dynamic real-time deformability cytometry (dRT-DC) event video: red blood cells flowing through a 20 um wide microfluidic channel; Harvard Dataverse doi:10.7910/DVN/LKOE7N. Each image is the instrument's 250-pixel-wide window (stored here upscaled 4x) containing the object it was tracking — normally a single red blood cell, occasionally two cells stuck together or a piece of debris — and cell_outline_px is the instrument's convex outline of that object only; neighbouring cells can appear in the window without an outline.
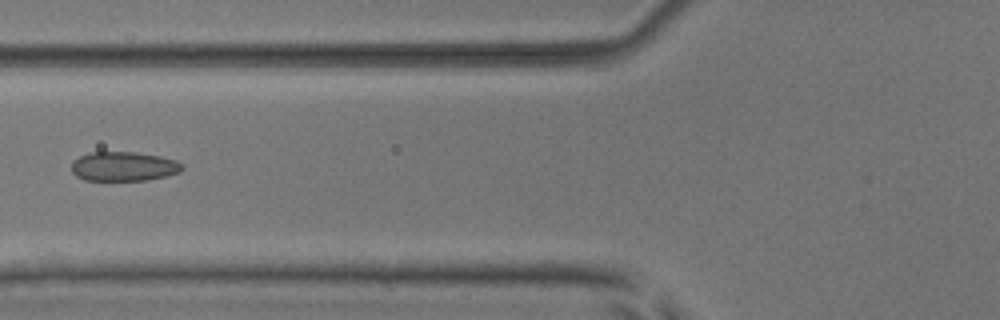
{"species": "common noctule bat (a hibernating species)", "species_latin": "Nyctalus noctula", "temperature_condition": "room temperature", "stored_images_in_passage": 5, "camera_frame_rate_fps": 3000, "um_per_image_px": 0.085, "animal": {"sex": "male", "body_mass_g": 17.9, "forearm_length_mm": 54.2}, "frame": {"image": 1, "passage_image": 5, "time_ms": 4.667, "image_size_px": [1000, 320], "cell_outline_px": [[184, 168], [180, 172], [148, 180], [84, 180], [76, 176], [72, 172], [72, 164], [80, 156], [88, 152], [136, 152], [160, 156], [176, 160], [184, 164]], "centroid_in_image_um": [10.54, 14.14], "position_along_channel_um": 115.3, "area_um2": 18.96}}